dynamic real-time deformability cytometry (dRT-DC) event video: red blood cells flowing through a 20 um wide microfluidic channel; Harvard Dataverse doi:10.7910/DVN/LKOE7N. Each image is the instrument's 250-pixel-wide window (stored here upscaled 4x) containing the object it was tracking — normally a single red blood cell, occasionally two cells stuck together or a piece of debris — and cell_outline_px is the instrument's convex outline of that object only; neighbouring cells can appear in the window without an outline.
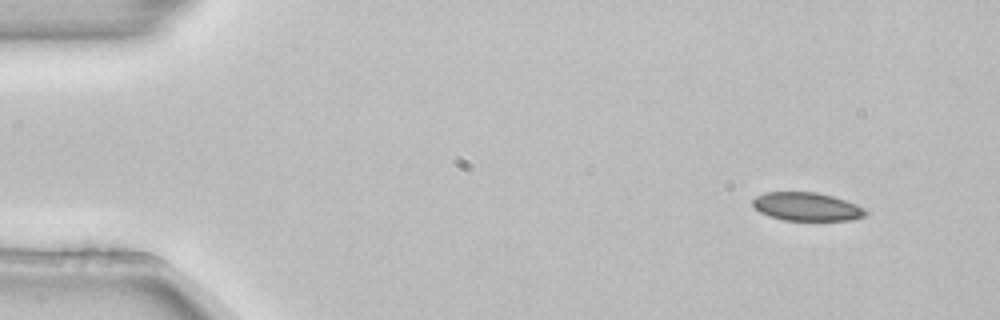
{"species": "common noctule bat (a hibernating species)", "species_latin": "Nyctalus noctula", "temperature_condition": "room temperature", "stored_images_in_passage": 4, "camera_frame_rate_fps": 3000, "um_per_image_px": 0.085, "animal": {"sex": "female", "body_mass_g": 22.7, "forearm_length_mm": 54.2}, "frame": {"image": 1, "passage_image": 1, "time_ms": 0.0, "image_size_px": [1000, 320], "cell_outline_px": [[868, 216], [848, 220], [784, 220], [768, 216], [760, 212], [752, 204], [752, 200], [756, 196], [764, 192], [816, 192], [832, 196], [856, 204], [864, 208], [868, 212]], "centroid_in_image_um": [68.58, 17.57], "position_along_channel_um": 16.4, "area_um2": 18.67}}
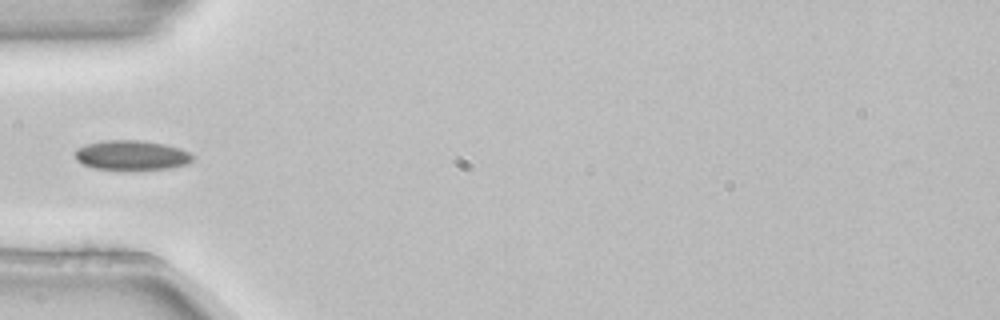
{"frame": {"image": 2, "passage_image": 4, "time_ms": 1.0, "image_size_px": [1000, 320], "cell_outline_px": [[192, 160], [188, 164], [172, 168], [92, 168], [76, 160], [76, 148], [88, 144], [104, 140], [140, 140], [164, 144], [180, 148], [188, 152], [192, 156]], "centroid_in_image_um": [11.19, 13.17], "position_along_channel_um": 73.8, "area_um2": 19.83}}